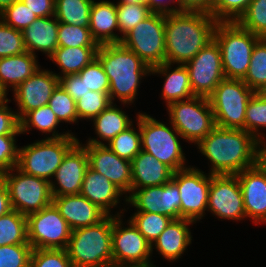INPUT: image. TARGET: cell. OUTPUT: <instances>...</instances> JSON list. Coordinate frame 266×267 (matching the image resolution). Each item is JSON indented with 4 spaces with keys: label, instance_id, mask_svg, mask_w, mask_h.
<instances>
[{
    "label": "cell",
    "instance_id": "obj_37",
    "mask_svg": "<svg viewBox=\"0 0 266 267\" xmlns=\"http://www.w3.org/2000/svg\"><path fill=\"white\" fill-rule=\"evenodd\" d=\"M243 82L254 91L266 84V38H260L252 51Z\"/></svg>",
    "mask_w": 266,
    "mask_h": 267
},
{
    "label": "cell",
    "instance_id": "obj_58",
    "mask_svg": "<svg viewBox=\"0 0 266 267\" xmlns=\"http://www.w3.org/2000/svg\"><path fill=\"white\" fill-rule=\"evenodd\" d=\"M255 94L261 99L266 100V84L261 85L257 90H255Z\"/></svg>",
    "mask_w": 266,
    "mask_h": 267
},
{
    "label": "cell",
    "instance_id": "obj_53",
    "mask_svg": "<svg viewBox=\"0 0 266 267\" xmlns=\"http://www.w3.org/2000/svg\"><path fill=\"white\" fill-rule=\"evenodd\" d=\"M37 15V17H50L55 15V0H21Z\"/></svg>",
    "mask_w": 266,
    "mask_h": 267
},
{
    "label": "cell",
    "instance_id": "obj_15",
    "mask_svg": "<svg viewBox=\"0 0 266 267\" xmlns=\"http://www.w3.org/2000/svg\"><path fill=\"white\" fill-rule=\"evenodd\" d=\"M194 96L208 98L225 78L221 51L213 39L185 64Z\"/></svg>",
    "mask_w": 266,
    "mask_h": 267
},
{
    "label": "cell",
    "instance_id": "obj_62",
    "mask_svg": "<svg viewBox=\"0 0 266 267\" xmlns=\"http://www.w3.org/2000/svg\"><path fill=\"white\" fill-rule=\"evenodd\" d=\"M6 97L5 93L0 89V101L4 100Z\"/></svg>",
    "mask_w": 266,
    "mask_h": 267
},
{
    "label": "cell",
    "instance_id": "obj_34",
    "mask_svg": "<svg viewBox=\"0 0 266 267\" xmlns=\"http://www.w3.org/2000/svg\"><path fill=\"white\" fill-rule=\"evenodd\" d=\"M30 244L27 238V218L16 210L0 216V246Z\"/></svg>",
    "mask_w": 266,
    "mask_h": 267
},
{
    "label": "cell",
    "instance_id": "obj_43",
    "mask_svg": "<svg viewBox=\"0 0 266 267\" xmlns=\"http://www.w3.org/2000/svg\"><path fill=\"white\" fill-rule=\"evenodd\" d=\"M59 47L99 46L93 39L89 27H81L59 22Z\"/></svg>",
    "mask_w": 266,
    "mask_h": 267
},
{
    "label": "cell",
    "instance_id": "obj_11",
    "mask_svg": "<svg viewBox=\"0 0 266 267\" xmlns=\"http://www.w3.org/2000/svg\"><path fill=\"white\" fill-rule=\"evenodd\" d=\"M150 68L165 62V14L151 13L135 25L120 42Z\"/></svg>",
    "mask_w": 266,
    "mask_h": 267
},
{
    "label": "cell",
    "instance_id": "obj_20",
    "mask_svg": "<svg viewBox=\"0 0 266 267\" xmlns=\"http://www.w3.org/2000/svg\"><path fill=\"white\" fill-rule=\"evenodd\" d=\"M88 154L89 167L107 177L124 194L131 192L132 169L131 161L121 158L106 145L82 144Z\"/></svg>",
    "mask_w": 266,
    "mask_h": 267
},
{
    "label": "cell",
    "instance_id": "obj_38",
    "mask_svg": "<svg viewBox=\"0 0 266 267\" xmlns=\"http://www.w3.org/2000/svg\"><path fill=\"white\" fill-rule=\"evenodd\" d=\"M116 12L120 42L139 22L143 21L152 12L146 3H120L116 2Z\"/></svg>",
    "mask_w": 266,
    "mask_h": 267
},
{
    "label": "cell",
    "instance_id": "obj_46",
    "mask_svg": "<svg viewBox=\"0 0 266 267\" xmlns=\"http://www.w3.org/2000/svg\"><path fill=\"white\" fill-rule=\"evenodd\" d=\"M78 75L90 91L109 92V79L97 57L86 65Z\"/></svg>",
    "mask_w": 266,
    "mask_h": 267
},
{
    "label": "cell",
    "instance_id": "obj_24",
    "mask_svg": "<svg viewBox=\"0 0 266 267\" xmlns=\"http://www.w3.org/2000/svg\"><path fill=\"white\" fill-rule=\"evenodd\" d=\"M193 224L195 222L184 218L173 219L151 245L152 255L153 249H155L169 262L181 258L188 250L187 247L192 244L193 235L189 226Z\"/></svg>",
    "mask_w": 266,
    "mask_h": 267
},
{
    "label": "cell",
    "instance_id": "obj_2",
    "mask_svg": "<svg viewBox=\"0 0 266 267\" xmlns=\"http://www.w3.org/2000/svg\"><path fill=\"white\" fill-rule=\"evenodd\" d=\"M217 21L210 13L180 11L165 15V62L185 65L213 40Z\"/></svg>",
    "mask_w": 266,
    "mask_h": 267
},
{
    "label": "cell",
    "instance_id": "obj_30",
    "mask_svg": "<svg viewBox=\"0 0 266 267\" xmlns=\"http://www.w3.org/2000/svg\"><path fill=\"white\" fill-rule=\"evenodd\" d=\"M120 108L116 103H112L92 120L97 138L90 137L85 144L107 145L115 136L134 123L132 118L130 119L129 115Z\"/></svg>",
    "mask_w": 266,
    "mask_h": 267
},
{
    "label": "cell",
    "instance_id": "obj_44",
    "mask_svg": "<svg viewBox=\"0 0 266 267\" xmlns=\"http://www.w3.org/2000/svg\"><path fill=\"white\" fill-rule=\"evenodd\" d=\"M37 18V15L21 0L14 2L0 13V19L5 24L20 31L28 27Z\"/></svg>",
    "mask_w": 266,
    "mask_h": 267
},
{
    "label": "cell",
    "instance_id": "obj_61",
    "mask_svg": "<svg viewBox=\"0 0 266 267\" xmlns=\"http://www.w3.org/2000/svg\"><path fill=\"white\" fill-rule=\"evenodd\" d=\"M107 267H143V266H131V265H116V264H112V265H109Z\"/></svg>",
    "mask_w": 266,
    "mask_h": 267
},
{
    "label": "cell",
    "instance_id": "obj_27",
    "mask_svg": "<svg viewBox=\"0 0 266 267\" xmlns=\"http://www.w3.org/2000/svg\"><path fill=\"white\" fill-rule=\"evenodd\" d=\"M99 1L94 0L90 10L91 35L98 45L120 43L116 3L114 0Z\"/></svg>",
    "mask_w": 266,
    "mask_h": 267
},
{
    "label": "cell",
    "instance_id": "obj_28",
    "mask_svg": "<svg viewBox=\"0 0 266 267\" xmlns=\"http://www.w3.org/2000/svg\"><path fill=\"white\" fill-rule=\"evenodd\" d=\"M172 67L173 64L164 62L151 68V75L165 76L160 97L166 106L175 101L194 97L187 67L183 64H177L174 69Z\"/></svg>",
    "mask_w": 266,
    "mask_h": 267
},
{
    "label": "cell",
    "instance_id": "obj_60",
    "mask_svg": "<svg viewBox=\"0 0 266 267\" xmlns=\"http://www.w3.org/2000/svg\"><path fill=\"white\" fill-rule=\"evenodd\" d=\"M148 0H117L120 3H146Z\"/></svg>",
    "mask_w": 266,
    "mask_h": 267
},
{
    "label": "cell",
    "instance_id": "obj_36",
    "mask_svg": "<svg viewBox=\"0 0 266 267\" xmlns=\"http://www.w3.org/2000/svg\"><path fill=\"white\" fill-rule=\"evenodd\" d=\"M152 245L173 218L162 213L136 211L129 218Z\"/></svg>",
    "mask_w": 266,
    "mask_h": 267
},
{
    "label": "cell",
    "instance_id": "obj_31",
    "mask_svg": "<svg viewBox=\"0 0 266 267\" xmlns=\"http://www.w3.org/2000/svg\"><path fill=\"white\" fill-rule=\"evenodd\" d=\"M98 46L81 47H57L55 52L49 57L52 63L58 65V78L78 74L86 65L96 58Z\"/></svg>",
    "mask_w": 266,
    "mask_h": 267
},
{
    "label": "cell",
    "instance_id": "obj_9",
    "mask_svg": "<svg viewBox=\"0 0 266 267\" xmlns=\"http://www.w3.org/2000/svg\"><path fill=\"white\" fill-rule=\"evenodd\" d=\"M166 108L169 122L188 143L197 145L216 127L208 98L194 96L172 102Z\"/></svg>",
    "mask_w": 266,
    "mask_h": 267
},
{
    "label": "cell",
    "instance_id": "obj_48",
    "mask_svg": "<svg viewBox=\"0 0 266 267\" xmlns=\"http://www.w3.org/2000/svg\"><path fill=\"white\" fill-rule=\"evenodd\" d=\"M30 267H74L66 249H33Z\"/></svg>",
    "mask_w": 266,
    "mask_h": 267
},
{
    "label": "cell",
    "instance_id": "obj_52",
    "mask_svg": "<svg viewBox=\"0 0 266 267\" xmlns=\"http://www.w3.org/2000/svg\"><path fill=\"white\" fill-rule=\"evenodd\" d=\"M59 85L62 87L75 101L84 97L90 90L78 74H70L59 77Z\"/></svg>",
    "mask_w": 266,
    "mask_h": 267
},
{
    "label": "cell",
    "instance_id": "obj_4",
    "mask_svg": "<svg viewBox=\"0 0 266 267\" xmlns=\"http://www.w3.org/2000/svg\"><path fill=\"white\" fill-rule=\"evenodd\" d=\"M113 215L71 232L66 252L74 267H107L113 264Z\"/></svg>",
    "mask_w": 266,
    "mask_h": 267
},
{
    "label": "cell",
    "instance_id": "obj_40",
    "mask_svg": "<svg viewBox=\"0 0 266 267\" xmlns=\"http://www.w3.org/2000/svg\"><path fill=\"white\" fill-rule=\"evenodd\" d=\"M236 22L252 34L266 38V0H252Z\"/></svg>",
    "mask_w": 266,
    "mask_h": 267
},
{
    "label": "cell",
    "instance_id": "obj_7",
    "mask_svg": "<svg viewBox=\"0 0 266 267\" xmlns=\"http://www.w3.org/2000/svg\"><path fill=\"white\" fill-rule=\"evenodd\" d=\"M77 136L43 138L19 147L17 168L25 174L47 181L53 176L67 153L78 141Z\"/></svg>",
    "mask_w": 266,
    "mask_h": 267
},
{
    "label": "cell",
    "instance_id": "obj_8",
    "mask_svg": "<svg viewBox=\"0 0 266 267\" xmlns=\"http://www.w3.org/2000/svg\"><path fill=\"white\" fill-rule=\"evenodd\" d=\"M254 93L242 79L224 78L208 97L215 125L245 130L246 108Z\"/></svg>",
    "mask_w": 266,
    "mask_h": 267
},
{
    "label": "cell",
    "instance_id": "obj_59",
    "mask_svg": "<svg viewBox=\"0 0 266 267\" xmlns=\"http://www.w3.org/2000/svg\"><path fill=\"white\" fill-rule=\"evenodd\" d=\"M18 0H0V13L8 6H11L14 2Z\"/></svg>",
    "mask_w": 266,
    "mask_h": 267
},
{
    "label": "cell",
    "instance_id": "obj_33",
    "mask_svg": "<svg viewBox=\"0 0 266 267\" xmlns=\"http://www.w3.org/2000/svg\"><path fill=\"white\" fill-rule=\"evenodd\" d=\"M94 0H55V17L58 22L89 27L90 10Z\"/></svg>",
    "mask_w": 266,
    "mask_h": 267
},
{
    "label": "cell",
    "instance_id": "obj_26",
    "mask_svg": "<svg viewBox=\"0 0 266 267\" xmlns=\"http://www.w3.org/2000/svg\"><path fill=\"white\" fill-rule=\"evenodd\" d=\"M131 189H142L168 183L174 171L166 164L158 161L150 153L141 150L131 161Z\"/></svg>",
    "mask_w": 266,
    "mask_h": 267
},
{
    "label": "cell",
    "instance_id": "obj_12",
    "mask_svg": "<svg viewBox=\"0 0 266 267\" xmlns=\"http://www.w3.org/2000/svg\"><path fill=\"white\" fill-rule=\"evenodd\" d=\"M123 217L124 215H113V264L156 267L151 260V244L130 219H127L125 227Z\"/></svg>",
    "mask_w": 266,
    "mask_h": 267
},
{
    "label": "cell",
    "instance_id": "obj_10",
    "mask_svg": "<svg viewBox=\"0 0 266 267\" xmlns=\"http://www.w3.org/2000/svg\"><path fill=\"white\" fill-rule=\"evenodd\" d=\"M0 177L7 186L13 210L27 216L52 204L49 181L25 174L17 167L1 173Z\"/></svg>",
    "mask_w": 266,
    "mask_h": 267
},
{
    "label": "cell",
    "instance_id": "obj_54",
    "mask_svg": "<svg viewBox=\"0 0 266 267\" xmlns=\"http://www.w3.org/2000/svg\"><path fill=\"white\" fill-rule=\"evenodd\" d=\"M214 0H178V12L210 13Z\"/></svg>",
    "mask_w": 266,
    "mask_h": 267
},
{
    "label": "cell",
    "instance_id": "obj_57",
    "mask_svg": "<svg viewBox=\"0 0 266 267\" xmlns=\"http://www.w3.org/2000/svg\"><path fill=\"white\" fill-rule=\"evenodd\" d=\"M257 164L266 173V141L259 143L257 151Z\"/></svg>",
    "mask_w": 266,
    "mask_h": 267
},
{
    "label": "cell",
    "instance_id": "obj_1",
    "mask_svg": "<svg viewBox=\"0 0 266 267\" xmlns=\"http://www.w3.org/2000/svg\"><path fill=\"white\" fill-rule=\"evenodd\" d=\"M259 141L241 129L216 126L197 145L211 164V175H237L257 164Z\"/></svg>",
    "mask_w": 266,
    "mask_h": 267
},
{
    "label": "cell",
    "instance_id": "obj_5",
    "mask_svg": "<svg viewBox=\"0 0 266 267\" xmlns=\"http://www.w3.org/2000/svg\"><path fill=\"white\" fill-rule=\"evenodd\" d=\"M213 39L221 51L225 78L243 79L247 73L251 54L260 37L235 22H217Z\"/></svg>",
    "mask_w": 266,
    "mask_h": 267
},
{
    "label": "cell",
    "instance_id": "obj_39",
    "mask_svg": "<svg viewBox=\"0 0 266 267\" xmlns=\"http://www.w3.org/2000/svg\"><path fill=\"white\" fill-rule=\"evenodd\" d=\"M263 128L266 129V100L254 93L246 108L245 131L263 142L266 140L265 134L260 131Z\"/></svg>",
    "mask_w": 266,
    "mask_h": 267
},
{
    "label": "cell",
    "instance_id": "obj_29",
    "mask_svg": "<svg viewBox=\"0 0 266 267\" xmlns=\"http://www.w3.org/2000/svg\"><path fill=\"white\" fill-rule=\"evenodd\" d=\"M37 57L26 51L20 55L0 58V89L6 96L9 89L14 91L40 68Z\"/></svg>",
    "mask_w": 266,
    "mask_h": 267
},
{
    "label": "cell",
    "instance_id": "obj_55",
    "mask_svg": "<svg viewBox=\"0 0 266 267\" xmlns=\"http://www.w3.org/2000/svg\"><path fill=\"white\" fill-rule=\"evenodd\" d=\"M146 4L153 13L166 15L178 12V0H148Z\"/></svg>",
    "mask_w": 266,
    "mask_h": 267
},
{
    "label": "cell",
    "instance_id": "obj_19",
    "mask_svg": "<svg viewBox=\"0 0 266 267\" xmlns=\"http://www.w3.org/2000/svg\"><path fill=\"white\" fill-rule=\"evenodd\" d=\"M81 141H77L65 154L50 181L52 197L81 193L85 172L89 167L88 154Z\"/></svg>",
    "mask_w": 266,
    "mask_h": 267
},
{
    "label": "cell",
    "instance_id": "obj_42",
    "mask_svg": "<svg viewBox=\"0 0 266 267\" xmlns=\"http://www.w3.org/2000/svg\"><path fill=\"white\" fill-rule=\"evenodd\" d=\"M112 104L109 92L90 91L84 97L76 101L78 120L92 121L103 110Z\"/></svg>",
    "mask_w": 266,
    "mask_h": 267
},
{
    "label": "cell",
    "instance_id": "obj_35",
    "mask_svg": "<svg viewBox=\"0 0 266 267\" xmlns=\"http://www.w3.org/2000/svg\"><path fill=\"white\" fill-rule=\"evenodd\" d=\"M136 127L133 123L115 136L106 146L121 158L132 161L142 150L139 112L136 114Z\"/></svg>",
    "mask_w": 266,
    "mask_h": 267
},
{
    "label": "cell",
    "instance_id": "obj_25",
    "mask_svg": "<svg viewBox=\"0 0 266 267\" xmlns=\"http://www.w3.org/2000/svg\"><path fill=\"white\" fill-rule=\"evenodd\" d=\"M59 22L55 16L38 17L22 30L26 51L37 56L42 52L49 58L58 47Z\"/></svg>",
    "mask_w": 266,
    "mask_h": 267
},
{
    "label": "cell",
    "instance_id": "obj_22",
    "mask_svg": "<svg viewBox=\"0 0 266 267\" xmlns=\"http://www.w3.org/2000/svg\"><path fill=\"white\" fill-rule=\"evenodd\" d=\"M80 194L97 205L107 215L120 216L124 215L125 211L127 212L124 208L116 211V214H112V209L121 204L120 199L125 194L107 177L90 167L85 172Z\"/></svg>",
    "mask_w": 266,
    "mask_h": 267
},
{
    "label": "cell",
    "instance_id": "obj_32",
    "mask_svg": "<svg viewBox=\"0 0 266 267\" xmlns=\"http://www.w3.org/2000/svg\"><path fill=\"white\" fill-rule=\"evenodd\" d=\"M59 124L60 122L54 112L48 105H46L28 112L20 120V132L21 134L29 133V131H32V128H34L41 131V133L48 135L45 138L75 136L73 132L70 133L69 130L68 132L60 133L57 130Z\"/></svg>",
    "mask_w": 266,
    "mask_h": 267
},
{
    "label": "cell",
    "instance_id": "obj_6",
    "mask_svg": "<svg viewBox=\"0 0 266 267\" xmlns=\"http://www.w3.org/2000/svg\"><path fill=\"white\" fill-rule=\"evenodd\" d=\"M160 122L146 112H139L142 150L153 155L158 161L166 164L174 172L187 168L186 156L181 146L183 139L169 122Z\"/></svg>",
    "mask_w": 266,
    "mask_h": 267
},
{
    "label": "cell",
    "instance_id": "obj_3",
    "mask_svg": "<svg viewBox=\"0 0 266 267\" xmlns=\"http://www.w3.org/2000/svg\"><path fill=\"white\" fill-rule=\"evenodd\" d=\"M96 57L109 79L111 102L115 103L117 99L123 107L133 104L137 99L141 80L151 76V68L121 43L99 45Z\"/></svg>",
    "mask_w": 266,
    "mask_h": 267
},
{
    "label": "cell",
    "instance_id": "obj_14",
    "mask_svg": "<svg viewBox=\"0 0 266 267\" xmlns=\"http://www.w3.org/2000/svg\"><path fill=\"white\" fill-rule=\"evenodd\" d=\"M208 174V175H207ZM172 180L178 185L181 203L180 218L193 222L202 220L207 212L211 174L196 166L175 171Z\"/></svg>",
    "mask_w": 266,
    "mask_h": 267
},
{
    "label": "cell",
    "instance_id": "obj_41",
    "mask_svg": "<svg viewBox=\"0 0 266 267\" xmlns=\"http://www.w3.org/2000/svg\"><path fill=\"white\" fill-rule=\"evenodd\" d=\"M48 106L60 123L76 124L79 122L76 101L60 85L53 91Z\"/></svg>",
    "mask_w": 266,
    "mask_h": 267
},
{
    "label": "cell",
    "instance_id": "obj_47",
    "mask_svg": "<svg viewBox=\"0 0 266 267\" xmlns=\"http://www.w3.org/2000/svg\"><path fill=\"white\" fill-rule=\"evenodd\" d=\"M252 0H214L210 14L217 22H235Z\"/></svg>",
    "mask_w": 266,
    "mask_h": 267
},
{
    "label": "cell",
    "instance_id": "obj_18",
    "mask_svg": "<svg viewBox=\"0 0 266 267\" xmlns=\"http://www.w3.org/2000/svg\"><path fill=\"white\" fill-rule=\"evenodd\" d=\"M59 85L55 71L40 68L27 80L22 82L12 93L18 107L16 113L21 120L28 112L46 106Z\"/></svg>",
    "mask_w": 266,
    "mask_h": 267
},
{
    "label": "cell",
    "instance_id": "obj_17",
    "mask_svg": "<svg viewBox=\"0 0 266 267\" xmlns=\"http://www.w3.org/2000/svg\"><path fill=\"white\" fill-rule=\"evenodd\" d=\"M136 211L162 213L180 219V193L178 185L171 179L168 183L142 189H131L126 202Z\"/></svg>",
    "mask_w": 266,
    "mask_h": 267
},
{
    "label": "cell",
    "instance_id": "obj_23",
    "mask_svg": "<svg viewBox=\"0 0 266 267\" xmlns=\"http://www.w3.org/2000/svg\"><path fill=\"white\" fill-rule=\"evenodd\" d=\"M52 203L59 210L71 230L92 226L102 221L107 214L90 200L78 195L53 197Z\"/></svg>",
    "mask_w": 266,
    "mask_h": 267
},
{
    "label": "cell",
    "instance_id": "obj_16",
    "mask_svg": "<svg viewBox=\"0 0 266 267\" xmlns=\"http://www.w3.org/2000/svg\"><path fill=\"white\" fill-rule=\"evenodd\" d=\"M207 212L218 219L245 220L241 186L236 175H211Z\"/></svg>",
    "mask_w": 266,
    "mask_h": 267
},
{
    "label": "cell",
    "instance_id": "obj_21",
    "mask_svg": "<svg viewBox=\"0 0 266 267\" xmlns=\"http://www.w3.org/2000/svg\"><path fill=\"white\" fill-rule=\"evenodd\" d=\"M241 186L246 217L253 224H266V173L258 164L237 175Z\"/></svg>",
    "mask_w": 266,
    "mask_h": 267
},
{
    "label": "cell",
    "instance_id": "obj_56",
    "mask_svg": "<svg viewBox=\"0 0 266 267\" xmlns=\"http://www.w3.org/2000/svg\"><path fill=\"white\" fill-rule=\"evenodd\" d=\"M12 209L9 193L5 182L0 177V216L9 213Z\"/></svg>",
    "mask_w": 266,
    "mask_h": 267
},
{
    "label": "cell",
    "instance_id": "obj_51",
    "mask_svg": "<svg viewBox=\"0 0 266 267\" xmlns=\"http://www.w3.org/2000/svg\"><path fill=\"white\" fill-rule=\"evenodd\" d=\"M9 101L8 97L0 101V135H20V120L16 111L7 105Z\"/></svg>",
    "mask_w": 266,
    "mask_h": 267
},
{
    "label": "cell",
    "instance_id": "obj_49",
    "mask_svg": "<svg viewBox=\"0 0 266 267\" xmlns=\"http://www.w3.org/2000/svg\"><path fill=\"white\" fill-rule=\"evenodd\" d=\"M30 244L0 246V267H30Z\"/></svg>",
    "mask_w": 266,
    "mask_h": 267
},
{
    "label": "cell",
    "instance_id": "obj_13",
    "mask_svg": "<svg viewBox=\"0 0 266 267\" xmlns=\"http://www.w3.org/2000/svg\"><path fill=\"white\" fill-rule=\"evenodd\" d=\"M27 218V238L33 249H66L71 228L52 203Z\"/></svg>",
    "mask_w": 266,
    "mask_h": 267
},
{
    "label": "cell",
    "instance_id": "obj_50",
    "mask_svg": "<svg viewBox=\"0 0 266 267\" xmlns=\"http://www.w3.org/2000/svg\"><path fill=\"white\" fill-rule=\"evenodd\" d=\"M16 136L0 135V174L17 166L19 146Z\"/></svg>",
    "mask_w": 266,
    "mask_h": 267
},
{
    "label": "cell",
    "instance_id": "obj_45",
    "mask_svg": "<svg viewBox=\"0 0 266 267\" xmlns=\"http://www.w3.org/2000/svg\"><path fill=\"white\" fill-rule=\"evenodd\" d=\"M26 52L23 33L5 24L0 19V58Z\"/></svg>",
    "mask_w": 266,
    "mask_h": 267
}]
</instances>
